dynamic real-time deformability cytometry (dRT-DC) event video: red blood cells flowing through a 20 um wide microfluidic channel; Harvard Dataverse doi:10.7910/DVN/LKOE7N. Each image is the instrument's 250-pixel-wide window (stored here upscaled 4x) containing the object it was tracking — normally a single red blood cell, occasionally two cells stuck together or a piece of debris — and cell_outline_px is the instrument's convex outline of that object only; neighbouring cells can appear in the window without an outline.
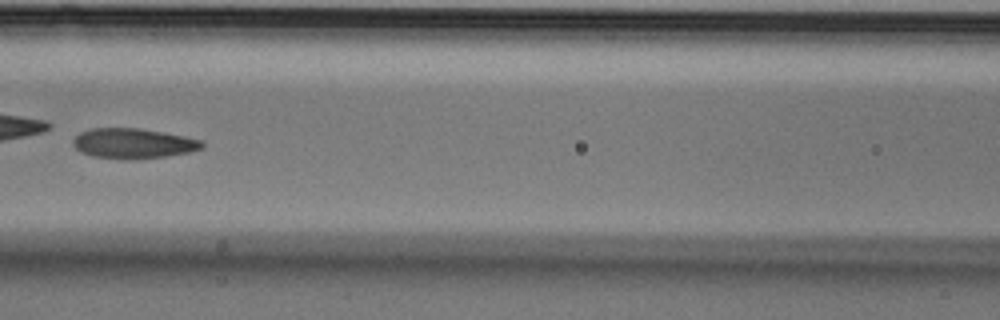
{"species": "Egyptian fruit bat (a non-hibernating species)", "species_latin": "Rousettus aegyptiacus", "temperature_condition": "cold", "stored_images_in_passage": 14, "camera_frame_rate_fps": 3000, "um_per_image_px": 0.085, "animal": {"sex": "male"}, "frame": {"image": 1, "passage_image": 7, "time_ms": 2.0, "image_size_px": [1000, 320], "cell_outline_px": [[204, 148], [188, 152], [164, 156], [136, 160], [92, 156], [80, 152], [72, 144], [72, 140], [80, 132], [88, 128], [140, 128], [164, 132], [204, 140]], "centroid_in_image_um": [11.32, 12.18], "position_along_channel_um": 155.3, "area_um2": 22.83}}
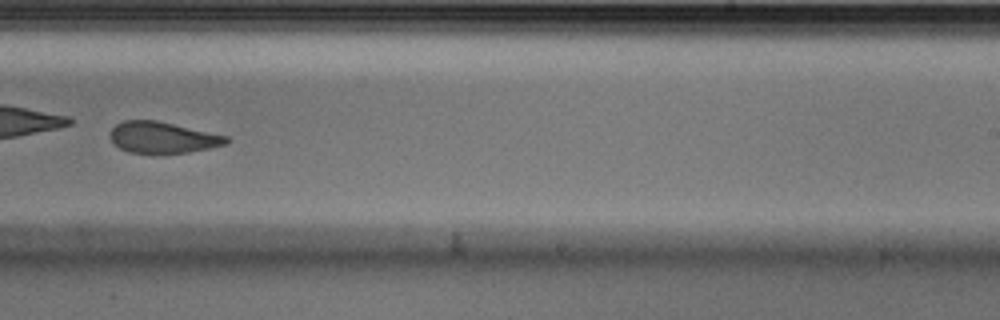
{"frame": {"image": 2, "passage_image": 10, "time_ms": 3.0, "image_size_px": [1000, 320], "cell_outline_px": [[228, 144], [188, 152], [128, 152], [120, 148], [112, 140], [112, 128], [116, 124], [124, 120], [156, 120], [228, 136]], "centroid_in_image_um": [13.85, 11.67], "position_along_channel_um": 275.2, "area_um2": 20.63}}
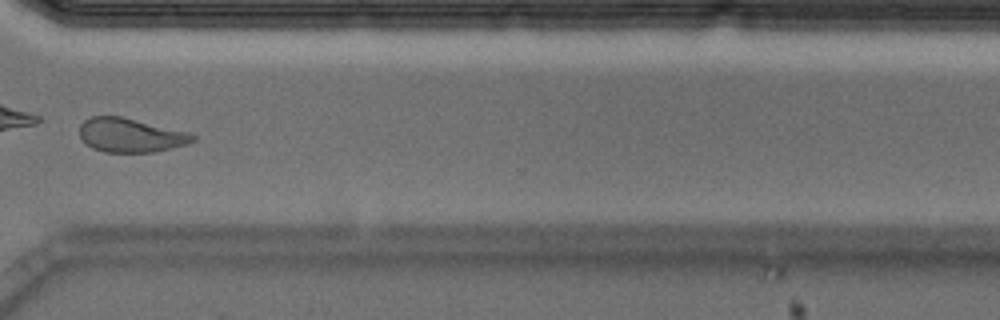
{"frame": {"image": 3, "passage_image": 12, "time_ms": 3.667, "image_size_px": [1000, 320], "cell_outline_px": [[196, 140], [188, 144], [152, 152], [104, 152], [92, 148], [84, 144], [80, 136], [80, 124], [84, 120], [92, 116], [120, 116], [188, 132], [196, 136]], "centroid_in_image_um": [11.07, 11.5], "position_along_channel_um": 359.5, "area_um2": 22.43}}